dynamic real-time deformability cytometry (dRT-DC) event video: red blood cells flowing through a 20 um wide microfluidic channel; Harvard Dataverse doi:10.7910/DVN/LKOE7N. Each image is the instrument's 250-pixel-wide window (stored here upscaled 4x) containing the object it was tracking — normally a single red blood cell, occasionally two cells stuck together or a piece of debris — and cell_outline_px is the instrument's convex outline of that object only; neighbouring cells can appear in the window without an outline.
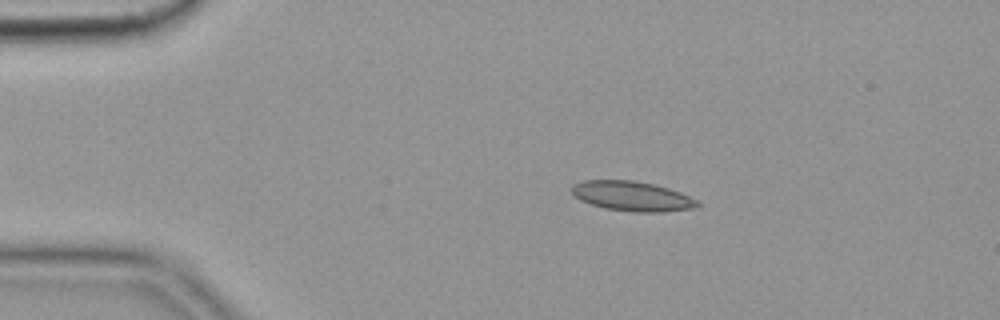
{"species": "common noctule bat (a hibernating species)", "species_latin": "Nyctalus noctula", "temperature_condition": "cold", "stored_images_in_passage": 55, "camera_frame_rate_fps": 3000, "um_per_image_px": 0.085, "animal": {"sex": "female", "body_mass_g": 19.9}, "frame": {"image": 1, "passage_image": 10, "time_ms": 3.0, "image_size_px": [1000, 320], "cell_outline_px": [[700, 204], [696, 208], [664, 212], [632, 212], [604, 208], [580, 200], [572, 192], [572, 184], [584, 180], [632, 180], [656, 184], [680, 192], [696, 200]], "centroid_in_image_um": [53.74, 16.67], "position_along_channel_um": 31.3, "area_um2": 21.85}}
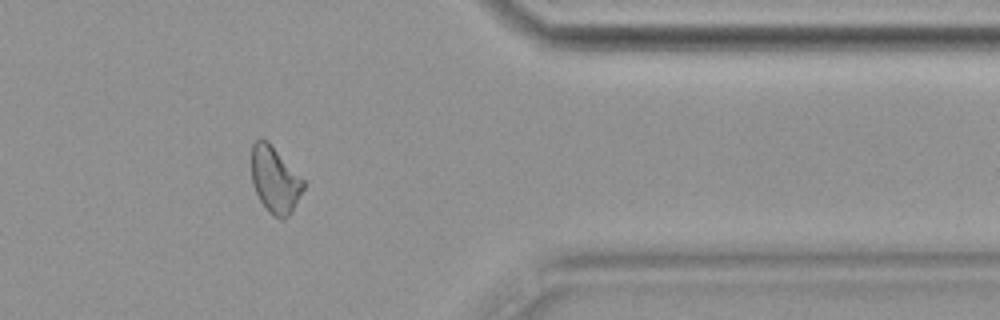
{"frame": {"image": 2, "passage_image": 45, "time_ms": 14.667, "image_size_px": [1000, 320], "cell_outline_px": [[304, 188], [292, 212], [284, 220], [280, 220], [268, 212], [260, 200], [252, 184], [252, 144], [260, 136], [268, 140], [304, 180]], "centroid_in_image_um": [23.36, 15.28], "position_along_channel_um": 388.0, "area_um2": 20.23}}
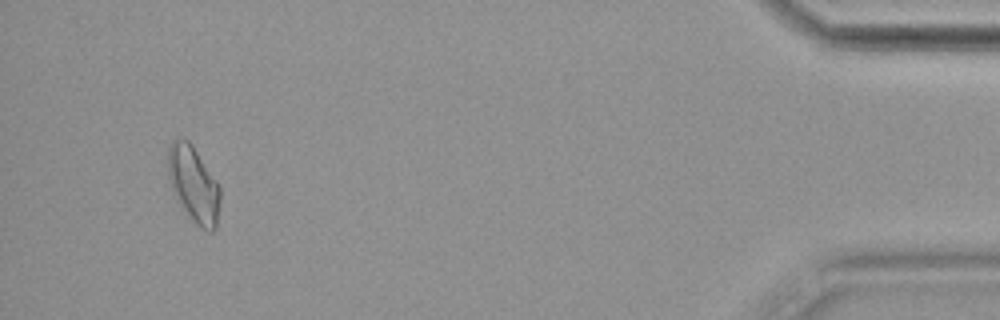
{"frame": {"image": 3, "passage_image": 52, "time_ms": 17.0, "image_size_px": [1000, 320], "cell_outline_px": [[220, 200], [216, 228], [212, 232], [208, 232], [200, 228], [184, 208], [172, 188], [168, 176], [168, 144], [172, 140], [188, 140], [192, 144], [216, 180], [220, 188]], "centroid_in_image_um": [16.47, 15.65], "position_along_channel_um": 418.7, "area_um2": 22.66}, "authors_computed_cell_mechanics": {"area_um2": 20.519, "velocity_mm_per_s": 3.6369, "shape_relaxation_time_tau1_ms": null, "shape_relaxation_time_tau2_ms": 9.9329, "deformation_change_tau1": null, "deformation_change_tau2": 0.1561}}